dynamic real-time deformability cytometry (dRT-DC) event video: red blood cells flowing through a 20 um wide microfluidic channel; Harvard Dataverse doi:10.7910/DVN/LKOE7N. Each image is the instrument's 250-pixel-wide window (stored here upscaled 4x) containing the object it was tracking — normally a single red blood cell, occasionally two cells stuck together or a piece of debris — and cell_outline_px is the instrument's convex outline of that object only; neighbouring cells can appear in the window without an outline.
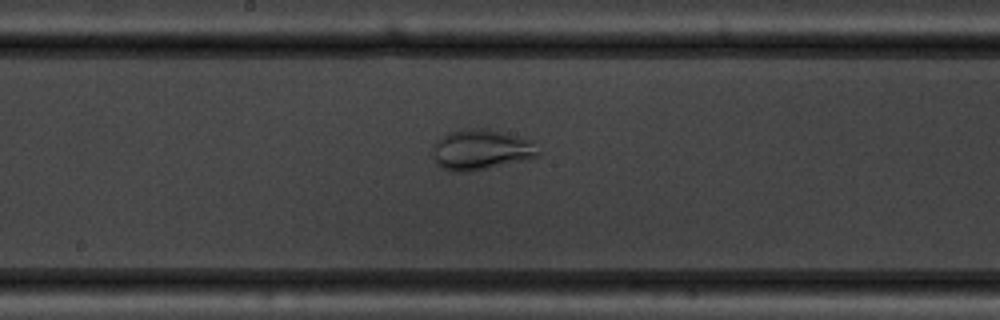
{"species": "common noctule bat (a hibernating species)", "species_latin": "Nyctalus noctula", "temperature_condition": "warm", "stored_images_in_passage": 47, "camera_frame_rate_fps": 3000, "um_per_image_px": 0.085, "animal": {"sex": "male", "body_mass_g": 19.5, "forearm_length_mm": 54.6}, "frame": {"image": 1, "passage_image": 22, "time_ms": 7.0, "image_size_px": [1000, 320], "cell_outline_px": [[540, 156], [528, 160], [472, 172], [452, 172], [440, 168], [436, 164], [432, 148], [436, 140], [448, 132], [460, 128], [488, 128], [504, 132], [532, 140], [540, 152]], "centroid_in_image_um": [40.9, 12.73], "position_along_channel_um": 207.3, "area_um2": 25.66}}
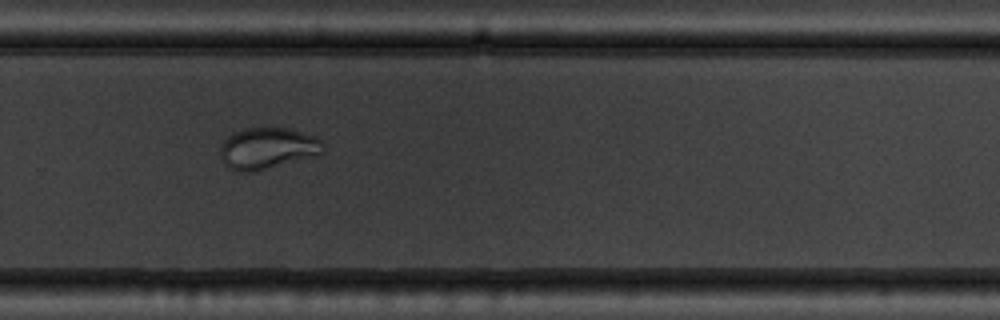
{"frame": {"image": 2, "passage_image": 30, "time_ms": 9.667, "image_size_px": [1000, 320], "cell_outline_px": [[324, 152], [320, 156], [252, 172], [236, 172], [228, 168], [224, 164], [220, 156], [220, 144], [232, 132], [244, 128], [288, 128], [312, 136], [320, 140], [324, 148]], "centroid_in_image_um": [22.72, 12.63], "position_along_channel_um": 307.1, "area_um2": 25.2}}
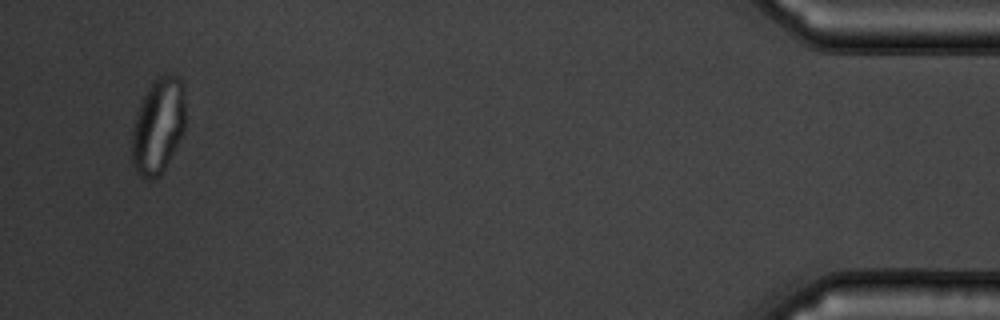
{"frame": {"image": 3, "passage_image": 45, "time_ms": 14.667, "image_size_px": [1000, 320], "cell_outline_px": [[184, 132], [160, 176], [148, 180], [144, 180], [132, 168], [132, 128], [140, 104], [148, 88], [156, 76], [168, 72], [180, 76], [184, 88]], "centroid_in_image_um": [13.44, 10.69], "position_along_channel_um": 421.8, "area_um2": 30.23}, "authors_computed_cell_mechanics": {"area_um2": 28.322, "velocity_mm_per_s": 3.7638, "shape_relaxation_time_tau1_ms": 4.5622, "shape_relaxation_time_tau2_ms": 1.0697, "deformation_change_tau1": 0.108, "deformation_change_tau2": 0.0512}}